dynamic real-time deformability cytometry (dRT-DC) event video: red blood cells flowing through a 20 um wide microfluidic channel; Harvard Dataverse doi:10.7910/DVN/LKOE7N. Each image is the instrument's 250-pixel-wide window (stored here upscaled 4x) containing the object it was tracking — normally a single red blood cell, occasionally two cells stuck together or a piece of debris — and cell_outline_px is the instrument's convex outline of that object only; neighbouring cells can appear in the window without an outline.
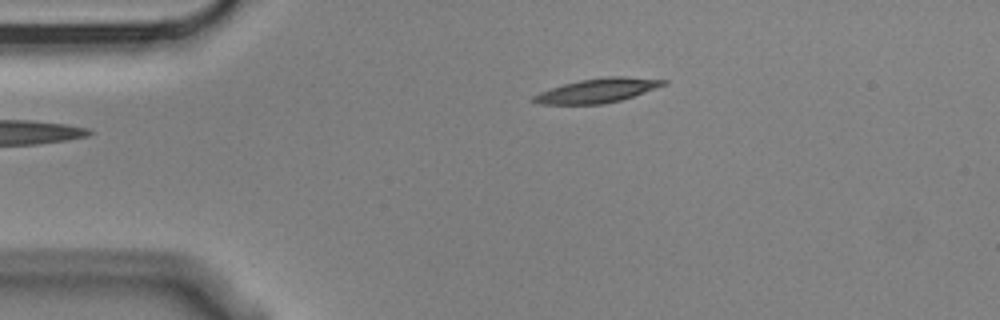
{"species": "Egyptian fruit bat (a non-hibernating species)", "species_latin": "Rousettus aegyptiacus", "temperature_condition": "cold", "stored_images_in_passage": 1, "camera_frame_rate_fps": 3000, "um_per_image_px": 0.085, "animal": {"sex": "male"}, "frame": {"image": 1, "passage_image": 1, "time_ms": 0.0, "image_size_px": [1000, 320], "cell_outline_px": [[668, 84], [620, 100], [604, 104], [540, 104], [532, 100], [532, 96], [540, 92], [564, 84], [580, 80], [608, 76], [624, 76], [668, 80]], "centroid_in_image_um": [50.81, 7.69], "position_along_channel_um": 34.2, "area_um2": 18.15}}